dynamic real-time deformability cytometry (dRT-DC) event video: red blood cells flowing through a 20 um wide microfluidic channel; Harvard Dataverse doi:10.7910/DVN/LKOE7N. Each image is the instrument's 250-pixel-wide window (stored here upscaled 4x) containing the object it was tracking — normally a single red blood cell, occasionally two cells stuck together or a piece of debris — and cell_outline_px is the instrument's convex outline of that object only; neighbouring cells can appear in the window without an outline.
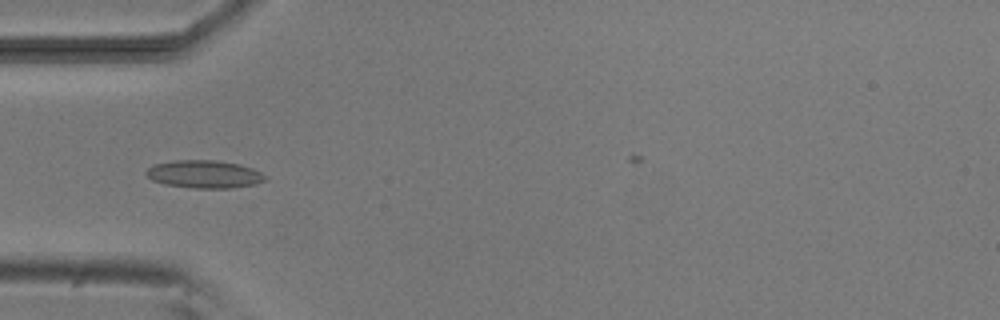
{"species": "common noctule bat (a hibernating species)", "species_latin": "Nyctalus noctula", "temperature_condition": "room temperature", "stored_images_in_passage": 7, "camera_frame_rate_fps": 3000, "um_per_image_px": 0.085, "animal": {"sex": "male", "body_mass_g": 20.5, "forearm_length_mm": 52.5}, "frame": {"image": 1, "passage_image": 4, "time_ms": 3.667, "image_size_px": [1000, 320], "cell_outline_px": [[264, 180], [256, 184], [232, 188], [192, 188], [164, 184], [152, 180], [144, 172], [152, 164], [172, 160], [216, 160], [240, 164], [252, 168], [260, 172], [264, 176]], "centroid_in_image_um": [17.32, 14.8], "position_along_channel_um": 67.7, "area_um2": 19.36}}
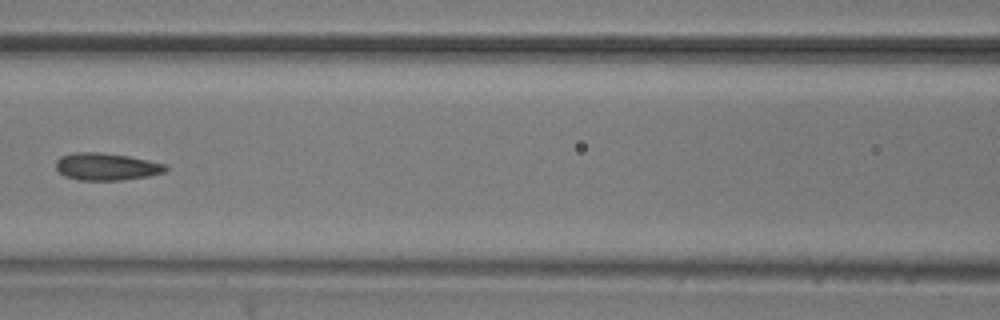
{"frame": {"image": 2, "passage_image": 6, "time_ms": 6.0, "image_size_px": [1000, 320], "cell_outline_px": [[168, 168], [164, 172], [148, 176], [124, 180], [80, 180], [64, 176], [56, 168], [56, 160], [60, 156], [76, 152], [100, 152], [128, 156], [168, 164]], "centroid_in_image_um": [9.06, 14.16], "position_along_channel_um": 157.5, "area_um2": 17.51}}
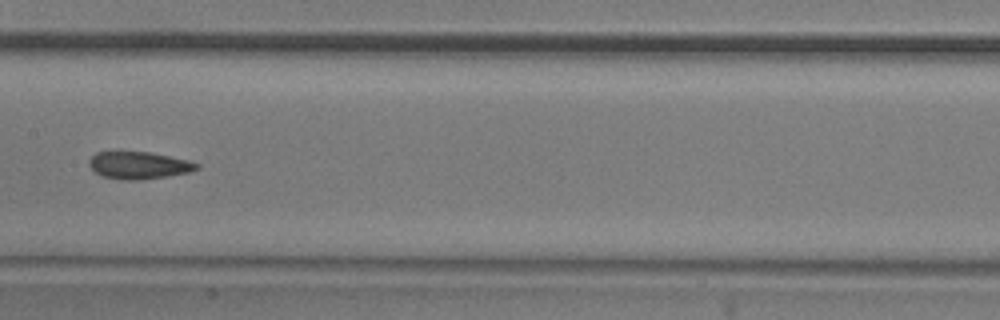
{"frame": {"image": 3, "passage_image": 7, "time_ms": 7.0, "image_size_px": [1000, 320], "cell_outline_px": [[200, 168], [188, 172], [168, 176], [140, 180], [120, 180], [104, 176], [96, 172], [88, 164], [88, 160], [96, 152], [148, 152], [188, 160], [200, 164]], "centroid_in_image_um": [11.8, 14.06], "position_along_channel_um": 195.6, "area_um2": 16.99}}